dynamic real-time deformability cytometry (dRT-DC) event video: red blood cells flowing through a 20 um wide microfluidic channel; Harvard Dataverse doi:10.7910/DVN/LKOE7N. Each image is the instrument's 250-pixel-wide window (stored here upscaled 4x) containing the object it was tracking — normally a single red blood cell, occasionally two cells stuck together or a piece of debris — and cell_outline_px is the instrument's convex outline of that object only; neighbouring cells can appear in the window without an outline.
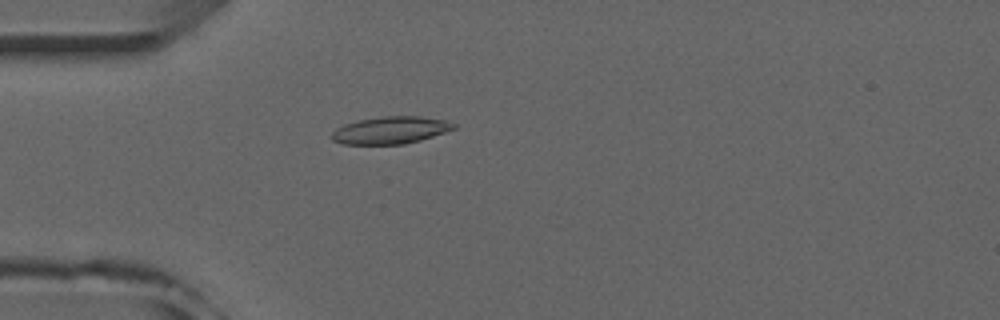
{"species": "common noctule bat (a hibernating species)", "species_latin": "Nyctalus noctula", "temperature_condition": "room temperature", "stored_images_in_passage": 16, "camera_frame_rate_fps": 3000, "um_per_image_px": 0.085, "animal": {"sex": "male", "forearm_length_mm": 52.5}, "frame": {"image": 1, "passage_image": 6, "time_ms": 1.667, "image_size_px": [1000, 320], "cell_outline_px": [[456, 128], [420, 140], [404, 144], [344, 144], [332, 140], [332, 132], [336, 128], [344, 124], [360, 120], [384, 116], [420, 116], [444, 120], [456, 124]], "centroid_in_image_um": [33.19, 11.06], "position_along_channel_um": 51.8, "area_um2": 19.19}}
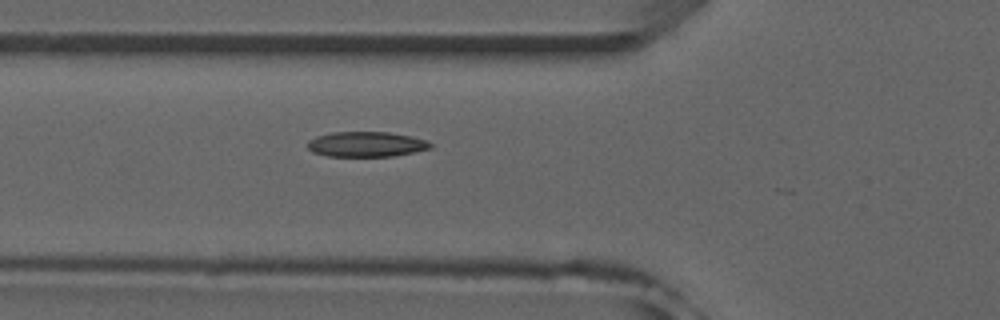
{"frame": {"image": 2, "passage_image": 10, "time_ms": 3.0, "image_size_px": [1000, 320], "cell_outline_px": [[432, 148], [392, 156], [328, 156], [312, 152], [308, 148], [308, 140], [316, 136], [332, 132], [388, 132], [412, 136], [424, 140], [432, 144]], "centroid_in_image_um": [31.1, 12.25], "position_along_channel_um": 94.7, "area_um2": 17.92}}
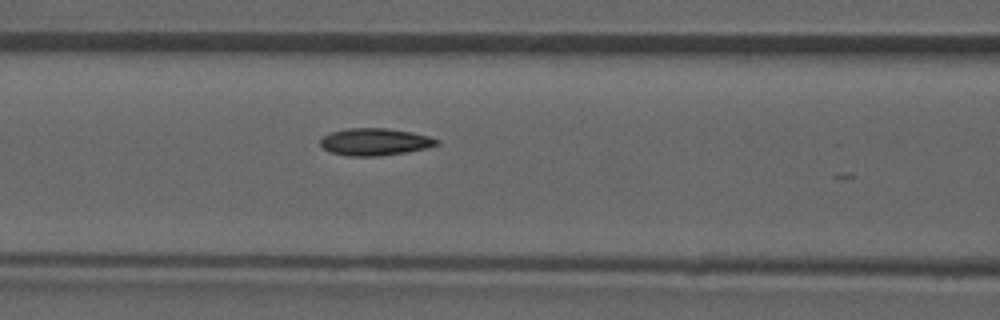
{"frame": {"image": 3, "passage_image": 13, "time_ms": 4.0, "image_size_px": [1000, 320], "cell_outline_px": [[440, 144], [428, 148], [380, 156], [348, 156], [332, 152], [324, 148], [320, 144], [320, 140], [324, 136], [332, 132], [348, 128], [388, 128], [412, 132], [428, 136], [440, 140]], "centroid_in_image_um": [31.9, 12.05], "position_along_channel_um": 134.7, "area_um2": 18.38}}